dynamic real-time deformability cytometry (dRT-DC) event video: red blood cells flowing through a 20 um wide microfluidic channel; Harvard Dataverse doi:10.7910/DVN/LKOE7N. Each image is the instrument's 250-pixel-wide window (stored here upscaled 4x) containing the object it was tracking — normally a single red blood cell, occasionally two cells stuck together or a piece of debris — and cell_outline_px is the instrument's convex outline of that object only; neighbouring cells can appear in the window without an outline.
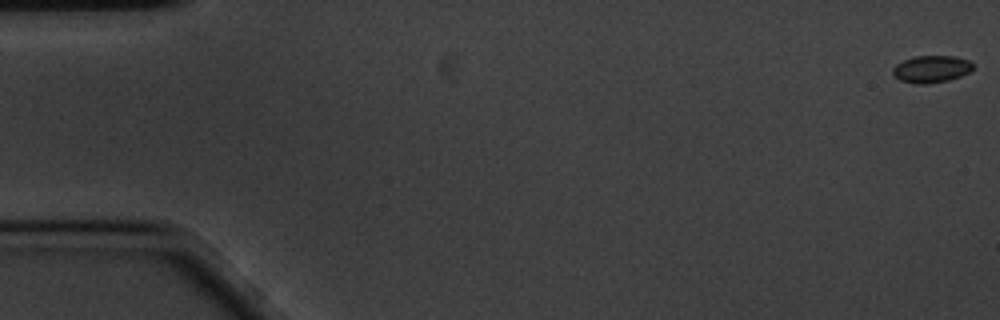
{"species": "common noctule bat (a hibernating species)", "species_latin": "Nyctalus noctula", "temperature_condition": "cold", "stored_images_in_passage": 18, "camera_frame_rate_fps": 3000, "um_per_image_px": 0.085, "animal": {"sex": "male", "body_mass_g": 20.1, "forearm_length_mm": 53.5}, "frame": {"image": 1, "passage_image": 1, "time_ms": 0.0, "image_size_px": [1000, 320], "cell_outline_px": [[972, 68], [968, 72], [960, 76], [948, 80], [924, 84], [916, 84], [900, 80], [892, 76], [892, 68], [896, 64], [904, 60], [916, 56], [956, 56], [968, 60], [972, 64]], "centroid_in_image_um": [79.11, 5.87], "position_along_channel_um": 5.9, "area_um2": 12.6}}
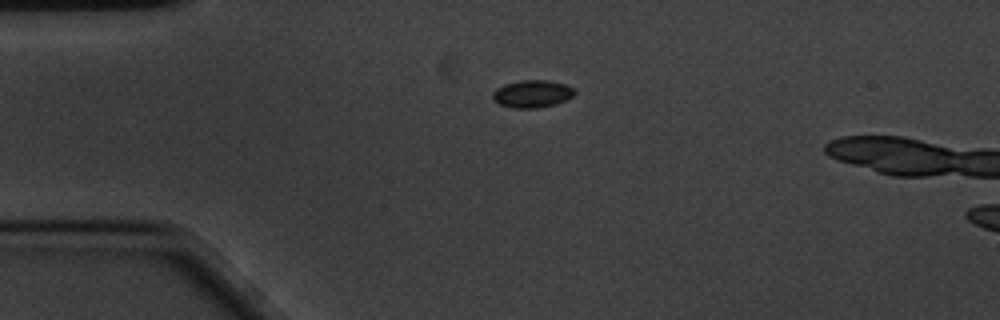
{"frame": {"image": 2, "passage_image": 14, "time_ms": 4.333, "image_size_px": [1000, 320], "cell_outline_px": [[576, 92], [572, 96], [556, 104], [536, 108], [512, 108], [500, 104], [492, 100], [492, 92], [496, 88], [504, 84], [520, 80], [548, 80], [564, 84], [576, 88]], "centroid_in_image_um": [45.22, 7.97], "position_along_channel_um": 39.8, "area_um2": 13.24}}